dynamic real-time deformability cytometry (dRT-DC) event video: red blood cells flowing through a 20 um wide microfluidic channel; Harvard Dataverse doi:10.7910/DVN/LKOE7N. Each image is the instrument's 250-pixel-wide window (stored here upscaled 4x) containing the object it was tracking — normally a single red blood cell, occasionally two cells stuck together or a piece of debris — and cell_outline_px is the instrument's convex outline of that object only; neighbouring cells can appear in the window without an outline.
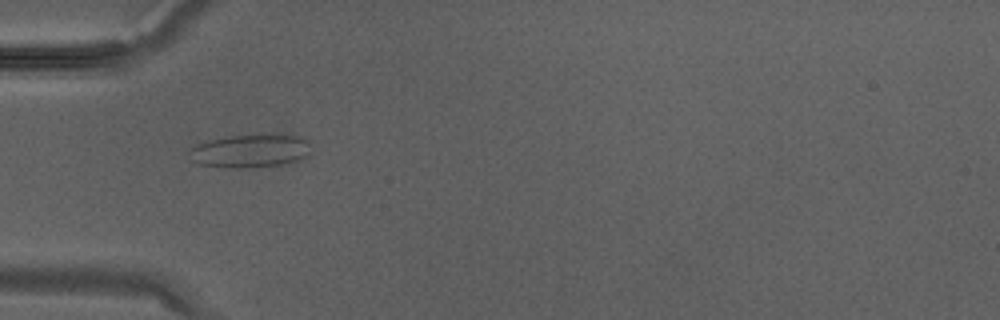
{"species": "Egyptian fruit bat (a non-hibernating species)", "species_latin": "Rousettus aegyptiacus", "temperature_condition": "warm", "stored_images_in_passage": 24, "camera_frame_rate_fps": 3000, "um_per_image_px": 0.085, "animal": {"sex": "male"}, "frame": {"image": 1, "passage_image": 1, "time_ms": 0.0, "image_size_px": [1000, 320], "cell_outline_px": [[308, 152], [304, 156], [296, 160], [280, 164], [244, 168], [232, 168], [196, 164], [192, 160], [192, 148], [196, 144], [208, 140], [228, 136], [276, 132], [300, 136], [308, 140]], "centroid_in_image_um": [21.28, 12.78], "position_along_channel_um": 63.7, "area_um2": 23.76}}
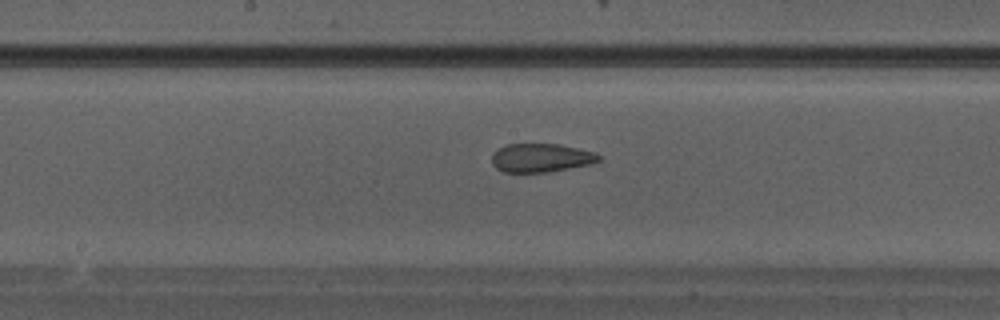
{"frame": {"image": 2, "passage_image": 8, "time_ms": 2.333, "image_size_px": [1000, 320], "cell_outline_px": [[604, 160], [592, 164], [548, 172], [504, 172], [496, 168], [492, 164], [492, 152], [508, 144], [560, 144], [596, 152], [604, 156]], "centroid_in_image_um": [46.06, 13.41], "position_along_channel_um": 202.1, "area_um2": 18.15}}